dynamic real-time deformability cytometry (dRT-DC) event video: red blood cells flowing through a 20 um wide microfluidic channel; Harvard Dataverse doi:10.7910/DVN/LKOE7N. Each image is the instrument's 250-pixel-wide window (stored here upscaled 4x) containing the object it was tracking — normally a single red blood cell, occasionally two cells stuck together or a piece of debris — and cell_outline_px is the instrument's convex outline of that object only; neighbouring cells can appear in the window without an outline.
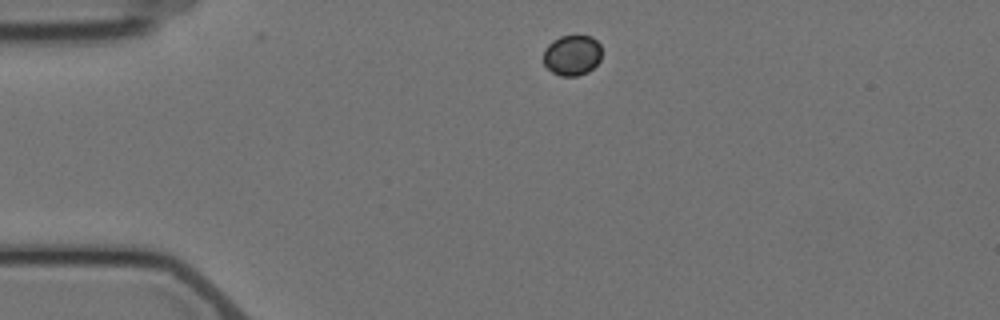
{"species": "Egyptian fruit bat (a non-hibernating species)", "species_latin": "Rousettus aegyptiacus", "temperature_condition": "cold", "stored_images_in_passage": 7, "camera_frame_rate_fps": 3000, "um_per_image_px": 0.085, "animal": {"sex": "female"}, "frame": {"image": 1, "passage_image": 1, "time_ms": 0.0, "image_size_px": [1000, 320], "cell_outline_px": [[600, 60], [588, 72], [576, 76], [560, 76], [552, 72], [544, 64], [544, 48], [552, 40], [560, 36], [592, 36], [600, 44]], "centroid_in_image_um": [48.61, 4.69], "position_along_channel_um": 36.4, "area_um2": 13.76}}
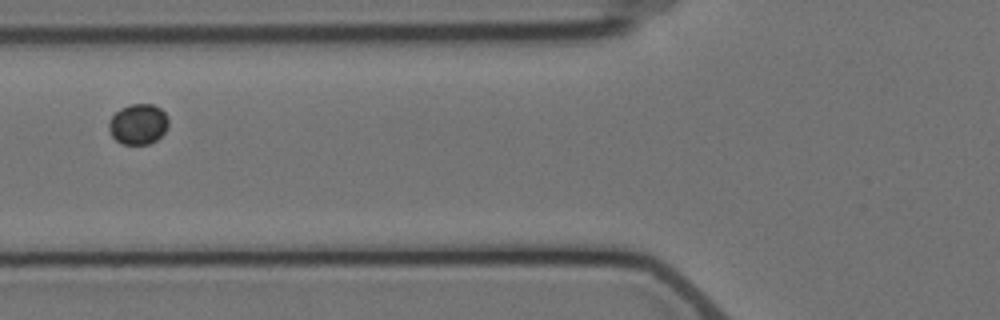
{"frame": {"image": 2, "passage_image": 4, "time_ms": 3.333, "image_size_px": [1000, 320], "cell_outline_px": [[168, 124], [164, 132], [156, 140], [148, 144], [120, 144], [112, 136], [108, 128], [108, 120], [120, 108], [128, 104], [152, 104], [160, 108], [168, 116]], "centroid_in_image_um": [11.72, 10.54], "position_along_channel_um": 114.1, "area_um2": 14.16}}
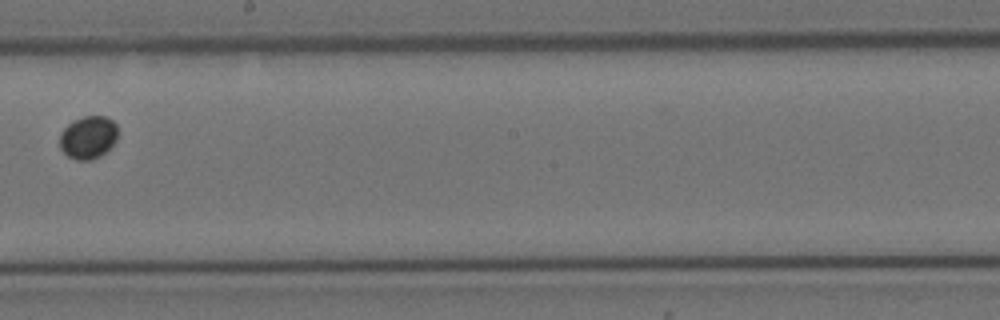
{"frame": {"image": 3, "passage_image": 7, "time_ms": 7.0, "image_size_px": [1000, 320], "cell_outline_px": [[116, 140], [100, 156], [92, 160], [76, 160], [68, 156], [60, 148], [60, 132], [72, 120], [84, 116], [104, 116], [112, 120], [116, 124]], "centroid_in_image_um": [7.46, 11.67], "position_along_channel_um": 240.7, "area_um2": 14.39}}